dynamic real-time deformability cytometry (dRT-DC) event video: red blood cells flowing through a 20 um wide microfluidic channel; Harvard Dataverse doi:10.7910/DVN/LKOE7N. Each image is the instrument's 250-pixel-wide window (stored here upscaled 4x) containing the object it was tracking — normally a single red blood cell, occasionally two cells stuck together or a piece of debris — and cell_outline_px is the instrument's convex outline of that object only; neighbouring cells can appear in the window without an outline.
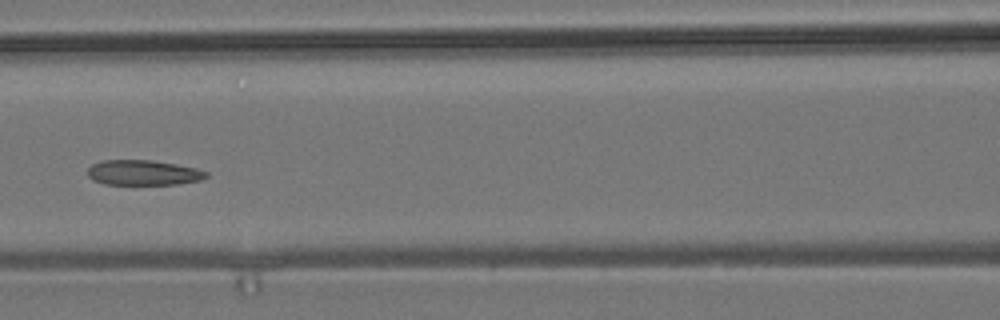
{"species": "common noctule bat (a hibernating species)", "species_latin": "Nyctalus noctula", "temperature_condition": "room temperature", "stored_images_in_passage": 7, "camera_frame_rate_fps": 3000, "um_per_image_px": 0.085, "animal": {"sex": "male", "body_mass_g": 19.2, "forearm_length_mm": 51.8}, "frame": {"image": 1, "passage_image": 4, "time_ms": 3.667, "image_size_px": [1000, 320], "cell_outline_px": [[208, 176], [200, 180], [176, 184], [104, 184], [92, 180], [88, 176], [88, 168], [92, 164], [100, 160], [152, 160], [176, 164], [196, 168], [208, 172]], "centroid_in_image_um": [12.15, 14.67], "position_along_channel_um": 154.4, "area_um2": 17.4}}
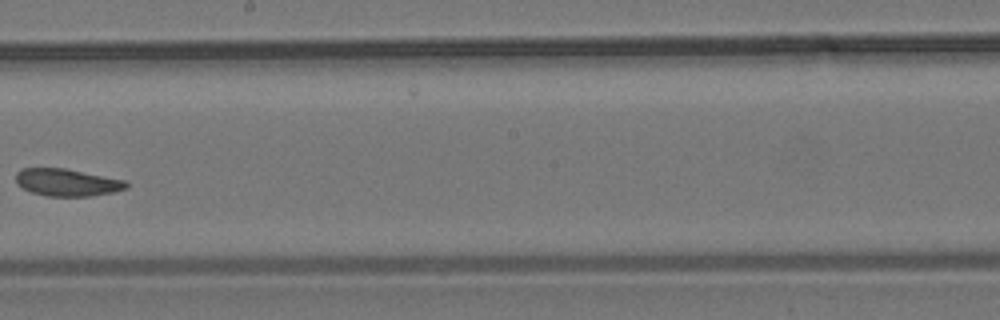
{"frame": {"image": 2, "passage_image": 6, "time_ms": 6.0, "image_size_px": [1000, 320], "cell_outline_px": [[128, 188], [112, 192], [92, 196], [48, 196], [32, 192], [24, 188], [16, 180], [16, 172], [24, 168], [64, 168], [124, 180], [128, 184]], "centroid_in_image_um": [5.71, 15.5], "position_along_channel_um": 242.5, "area_um2": 17.28}}
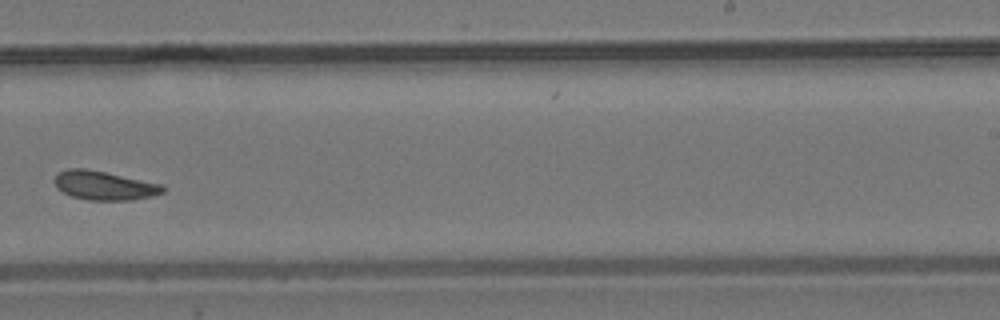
{"frame": {"image": 3, "passage_image": 7, "time_ms": 7.0, "image_size_px": [1000, 320], "cell_outline_px": [[168, 188], [164, 192], [152, 196], [132, 200], [88, 200], [72, 196], [56, 188], [52, 180], [60, 172], [68, 168], [84, 168], [164, 184]], "centroid_in_image_um": [8.89, 15.77], "position_along_channel_um": 280.1, "area_um2": 18.38}}